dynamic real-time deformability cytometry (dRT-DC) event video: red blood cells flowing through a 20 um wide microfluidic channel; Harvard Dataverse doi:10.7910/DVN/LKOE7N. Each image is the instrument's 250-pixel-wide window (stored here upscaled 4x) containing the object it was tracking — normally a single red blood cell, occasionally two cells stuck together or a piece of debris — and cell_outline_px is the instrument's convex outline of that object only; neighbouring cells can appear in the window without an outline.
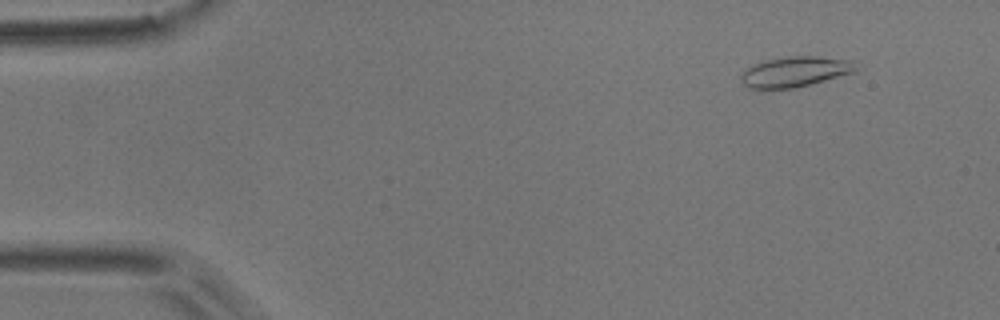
{"species": "common noctule bat (a hibernating species)", "species_latin": "Nyctalus noctula", "temperature_condition": "room temperature", "stored_images_in_passage": 5, "camera_frame_rate_fps": 3000, "um_per_image_px": 0.085, "animal": {"sex": "male", "body_mass_g": 17.9}, "frame": {"image": 1, "passage_image": 2, "time_ms": 0.333, "image_size_px": [1000, 320], "cell_outline_px": [[856, 72], [812, 84], [796, 88], [748, 88], [740, 80], [740, 72], [744, 68], [752, 64], [764, 60], [788, 56], [816, 56], [852, 60], [856, 68]], "centroid_in_image_um": [67.54, 6.09], "position_along_channel_um": 17.5, "area_um2": 20.58}}